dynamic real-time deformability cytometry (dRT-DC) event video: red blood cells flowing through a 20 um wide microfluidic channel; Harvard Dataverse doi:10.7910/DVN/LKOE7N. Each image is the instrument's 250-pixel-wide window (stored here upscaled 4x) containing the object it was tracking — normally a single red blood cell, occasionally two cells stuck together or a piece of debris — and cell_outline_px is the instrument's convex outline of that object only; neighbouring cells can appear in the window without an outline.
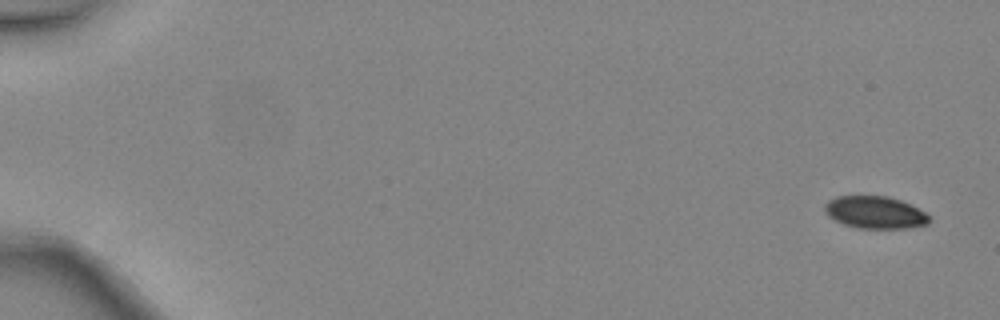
{"species": "common noctule bat (a hibernating species)", "species_latin": "Nyctalus noctula", "temperature_condition": "warm", "stored_images_in_passage": 5, "camera_frame_rate_fps": 3000, "um_per_image_px": 0.085, "animal": {"sex": "female", "body_mass_g": 24.6, "forearm_length_mm": 56.2}, "frame": {"image": 1, "passage_image": 1, "time_ms": 0.0, "image_size_px": [1000, 320], "cell_outline_px": [[932, 220], [928, 224], [912, 228], [860, 228], [844, 224], [828, 216], [824, 212], [824, 204], [828, 200], [836, 196], [888, 196], [900, 200], [924, 212]], "centroid_in_image_um": [74.36, 18.05], "position_along_channel_um": 10.6, "area_um2": 19.65}}